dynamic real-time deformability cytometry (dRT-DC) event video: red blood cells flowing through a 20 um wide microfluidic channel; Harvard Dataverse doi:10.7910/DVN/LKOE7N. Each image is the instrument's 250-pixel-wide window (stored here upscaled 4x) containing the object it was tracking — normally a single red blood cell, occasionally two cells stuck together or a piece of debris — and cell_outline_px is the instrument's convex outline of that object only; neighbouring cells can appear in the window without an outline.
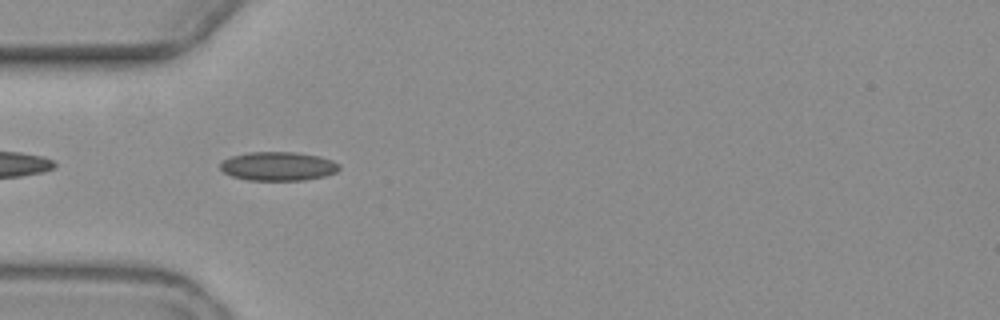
{"species": "common noctule bat (a hibernating species)", "species_latin": "Nyctalus noctula", "temperature_condition": "warm", "stored_images_in_passage": 7, "camera_frame_rate_fps": 3000, "um_per_image_px": 0.085, "animal": {"sex": "female", "body_mass_g": 19.3, "forearm_length_mm": 54.1}, "frame": {"image": 1, "passage_image": 5, "time_ms": 4.667, "image_size_px": [1000, 320], "cell_outline_px": [[340, 168], [336, 172], [324, 176], [304, 180], [248, 180], [232, 176], [224, 172], [220, 168], [220, 164], [224, 160], [232, 156], [248, 152], [296, 152], [320, 156], [332, 160], [340, 164]], "centroid_in_image_um": [23.66, 14.12], "position_along_channel_um": 61.3, "area_um2": 20.0}}
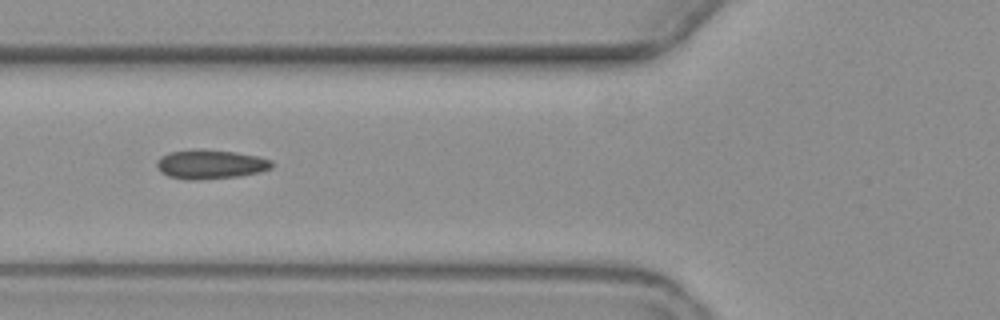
{"frame": {"image": 2, "passage_image": 6, "time_ms": 6.0, "image_size_px": [1000, 320], "cell_outline_px": [[272, 168], [260, 172], [240, 176], [200, 180], [184, 180], [168, 176], [160, 172], [156, 164], [156, 160], [160, 156], [168, 152], [192, 148], [196, 148], [236, 152], [260, 156], [272, 160]], "centroid_in_image_um": [17.86, 13.96], "position_along_channel_um": 107.9, "area_um2": 20.11}}
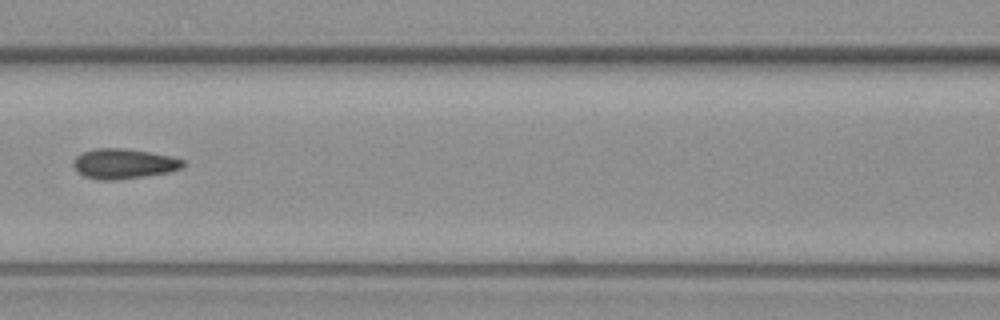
{"frame": {"image": 3, "passage_image": 7, "time_ms": 7.333, "image_size_px": [1000, 320], "cell_outline_px": [[184, 164], [180, 168], [168, 172], [144, 176], [116, 180], [100, 180], [84, 176], [76, 172], [72, 164], [72, 160], [76, 156], [84, 152], [96, 148], [124, 148], [172, 156], [184, 160]], "centroid_in_image_um": [10.46, 13.92], "position_along_channel_um": 156.1, "area_um2": 19.19}}